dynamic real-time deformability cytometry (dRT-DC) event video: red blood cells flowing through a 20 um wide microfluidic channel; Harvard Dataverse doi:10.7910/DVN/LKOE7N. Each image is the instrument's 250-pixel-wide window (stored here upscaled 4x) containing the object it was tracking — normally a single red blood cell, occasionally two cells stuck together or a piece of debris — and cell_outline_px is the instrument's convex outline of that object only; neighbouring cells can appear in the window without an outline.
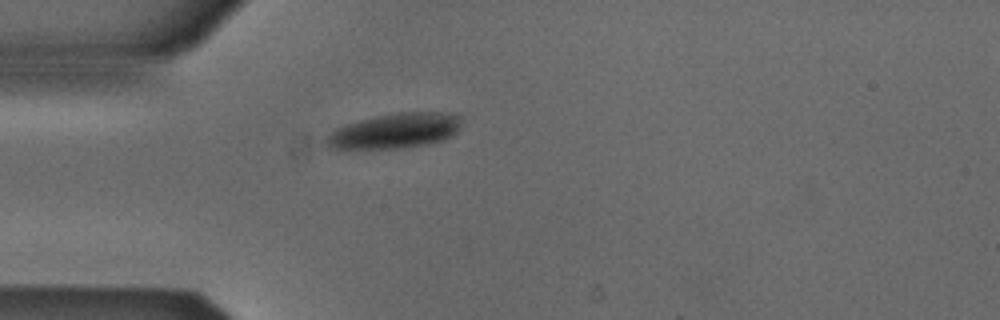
{"species": "Egyptian fruit bat (a non-hibernating species)", "species_latin": "Rousettus aegyptiacus", "temperature_condition": "cold", "stored_images_in_passage": 1, "camera_frame_rate_fps": 3000, "um_per_image_px": 0.085, "animal": {"sex": "male"}, "frame": {"image": 1, "passage_image": 1, "time_ms": 0.0, "image_size_px": [1000, 320], "cell_outline_px": [[460, 128], [452, 136], [444, 140], [428, 144], [400, 148], [328, 148], [324, 144], [324, 136], [328, 132], [344, 124], [392, 112], [448, 112], [460, 116]], "centroid_in_image_um": [33.54, 11.11], "position_along_channel_um": 51.5, "area_um2": 27.98}}